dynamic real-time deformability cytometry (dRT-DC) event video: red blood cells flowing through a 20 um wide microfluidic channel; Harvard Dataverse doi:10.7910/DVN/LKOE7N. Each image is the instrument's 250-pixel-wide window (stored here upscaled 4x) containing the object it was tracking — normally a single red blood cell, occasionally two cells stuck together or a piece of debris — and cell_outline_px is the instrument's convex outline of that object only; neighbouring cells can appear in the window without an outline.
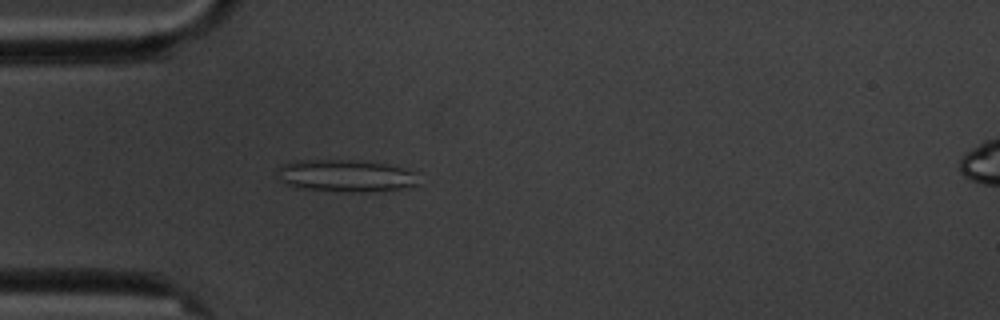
{"species": "common noctule bat (a hibernating species)", "species_latin": "Nyctalus noctula", "temperature_condition": "cold", "stored_images_in_passage": 3, "camera_frame_rate_fps": 3000, "um_per_image_px": 0.085, "animal": {"sex": "male", "body_mass_g": 20.1, "forearm_length_mm": 53.5}, "frame": {"image": 1, "passage_image": 3, "time_ms": 2.333, "image_size_px": [1000, 320], "cell_outline_px": [[416, 184], [404, 188], [372, 192], [352, 192], [300, 188], [288, 184], [276, 176], [276, 168], [284, 164], [296, 160], [356, 160], [384, 164], [400, 168], [412, 172]], "centroid_in_image_um": [29.29, 14.94], "position_along_channel_um": 55.7, "area_um2": 26.07}}